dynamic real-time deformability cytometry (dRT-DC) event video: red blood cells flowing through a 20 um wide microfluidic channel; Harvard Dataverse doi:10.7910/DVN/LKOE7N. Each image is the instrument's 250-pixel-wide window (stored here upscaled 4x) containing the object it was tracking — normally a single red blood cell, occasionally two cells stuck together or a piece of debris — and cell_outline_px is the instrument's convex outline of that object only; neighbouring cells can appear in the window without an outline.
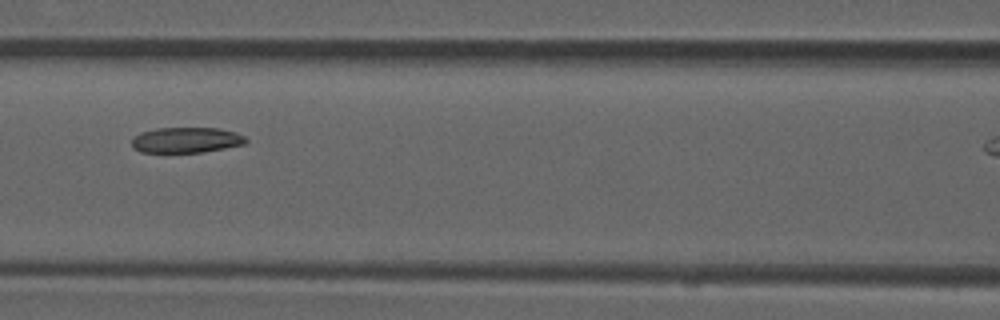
{"species": "common noctule bat (a hibernating species)", "species_latin": "Nyctalus noctula", "temperature_condition": "room temperature", "stored_images_in_passage": 6, "camera_frame_rate_fps": 3000, "um_per_image_px": 0.085, "animal": {"sex": "male", "forearm_length_mm": 52.5}, "frame": {"image": 1, "passage_image": 5, "time_ms": 1.333, "image_size_px": [1000, 320], "cell_outline_px": [[248, 140], [244, 144], [204, 152], [140, 152], [132, 148], [132, 136], [140, 132], [156, 128], [220, 128], [236, 132], [244, 136]], "centroid_in_image_um": [15.8, 11.9], "position_along_channel_um": 150.8, "area_um2": 17.11}}